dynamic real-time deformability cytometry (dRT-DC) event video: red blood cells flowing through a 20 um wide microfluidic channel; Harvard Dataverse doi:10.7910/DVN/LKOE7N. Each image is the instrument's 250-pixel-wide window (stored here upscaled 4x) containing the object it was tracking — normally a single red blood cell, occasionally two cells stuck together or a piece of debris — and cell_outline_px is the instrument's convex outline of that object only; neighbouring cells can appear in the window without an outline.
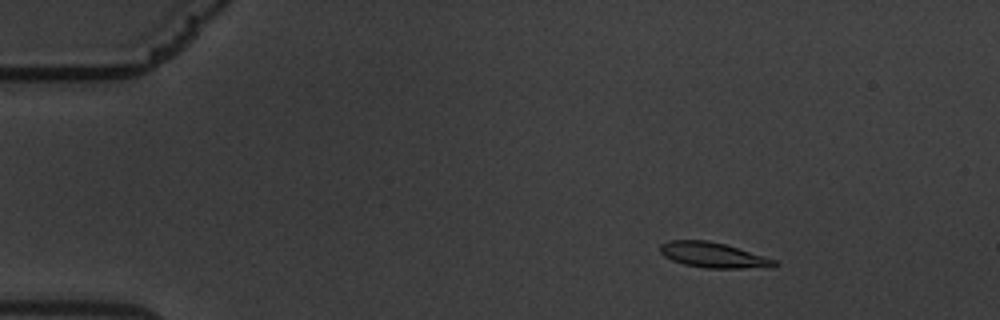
{"species": "common noctule bat (a hibernating species)", "species_latin": "Nyctalus noctula", "temperature_condition": "warm", "stored_images_in_passage": 53, "camera_frame_rate_fps": 3000, "um_per_image_px": 0.085, "animal": {"sex": "male", "body_mass_g": 19.5, "forearm_length_mm": 54.6}, "frame": {"image": 1, "passage_image": 1, "time_ms": 0.0, "image_size_px": [1000, 320], "cell_outline_px": [[780, 264], [776, 268], [704, 268], [684, 264], [672, 260], [664, 256], [660, 252], [660, 244], [668, 240], [708, 240], [724, 244], [764, 256], [776, 260]], "centroid_in_image_um": [60.66, 21.69], "position_along_channel_um": 24.3, "area_um2": 16.99}}
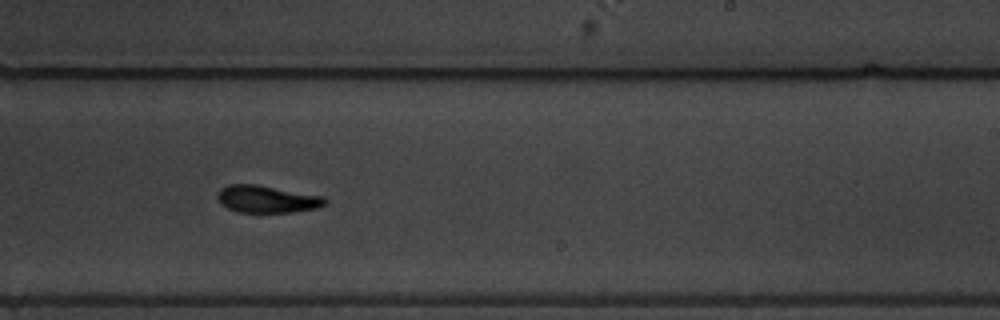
{"frame": {"image": 2, "passage_image": 30, "time_ms": 9.667, "image_size_px": [1000, 320], "cell_outline_px": [[328, 200], [324, 204], [316, 208], [292, 212], [236, 212], [220, 204], [216, 196], [220, 188], [228, 184], [256, 184], [324, 196]], "centroid_in_image_um": [22.65, 16.92], "position_along_channel_um": 266.3, "area_um2": 17.17}}
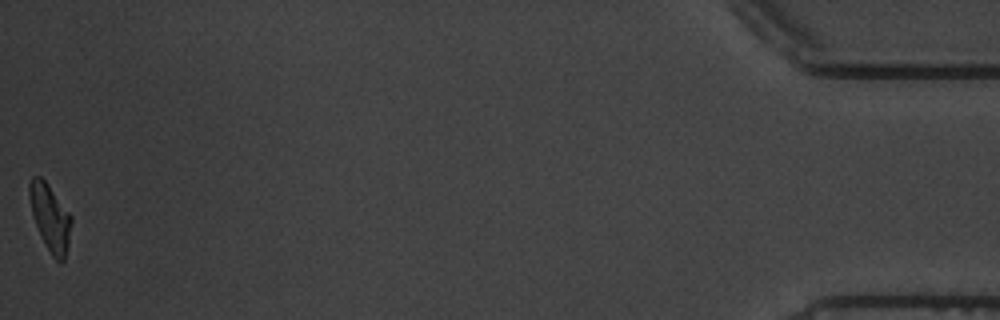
{"frame": {"image": 3, "passage_image": 53, "time_ms": 17.333, "image_size_px": [1000, 320], "cell_outline_px": [[72, 220], [68, 244], [64, 260], [60, 264], [52, 256], [36, 224], [32, 212], [28, 196], [28, 184], [32, 176], [40, 176], [48, 184], [72, 216]], "centroid_in_image_um": [4.26, 18.46], "position_along_channel_um": 430.9, "area_um2": 16.07}, "authors_computed_cell_mechanics": {"area_um2": 17.051, "velocity_mm_per_s": 3.3455, "shape_relaxation_time_tau1_ms": 3.2614, "shape_relaxation_time_tau2_ms": 3.7884, "deformation_change_tau1": 0.1323, "deformation_change_tau2": 0.1024}}